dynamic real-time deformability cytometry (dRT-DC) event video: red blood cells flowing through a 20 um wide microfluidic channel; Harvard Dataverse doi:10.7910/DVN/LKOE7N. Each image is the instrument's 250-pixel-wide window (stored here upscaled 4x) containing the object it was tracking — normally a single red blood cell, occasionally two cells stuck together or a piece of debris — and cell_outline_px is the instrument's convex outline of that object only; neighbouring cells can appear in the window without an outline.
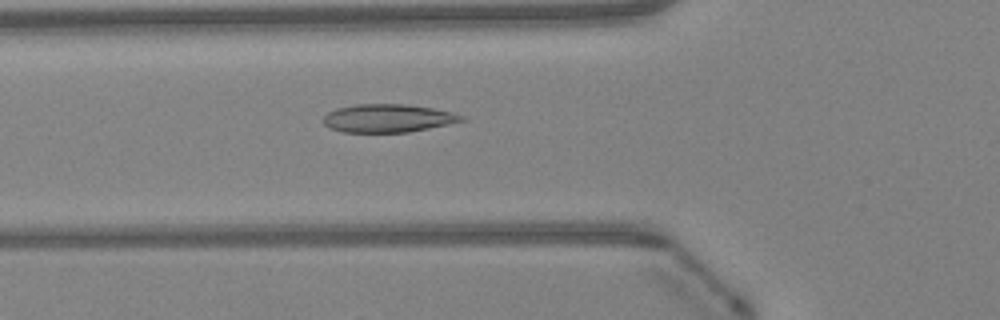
{"species": "Egyptian fruit bat (a non-hibernating species)", "species_latin": "Rousettus aegyptiacus", "temperature_condition": "warm", "stored_images_in_passage": 32, "camera_frame_rate_fps": 3000, "um_per_image_px": 0.085, "animal": {"sex": "female"}, "frame": {"image": 1, "passage_image": 2, "time_ms": 0.333, "image_size_px": [1000, 320], "cell_outline_px": [[464, 120], [428, 128], [408, 132], [344, 132], [328, 128], [324, 124], [324, 116], [328, 112], [336, 108], [356, 104], [408, 104], [432, 108], [452, 112], [464, 116]], "centroid_in_image_um": [32.93, 10.04], "position_along_channel_um": 92.9, "area_um2": 22.54}}
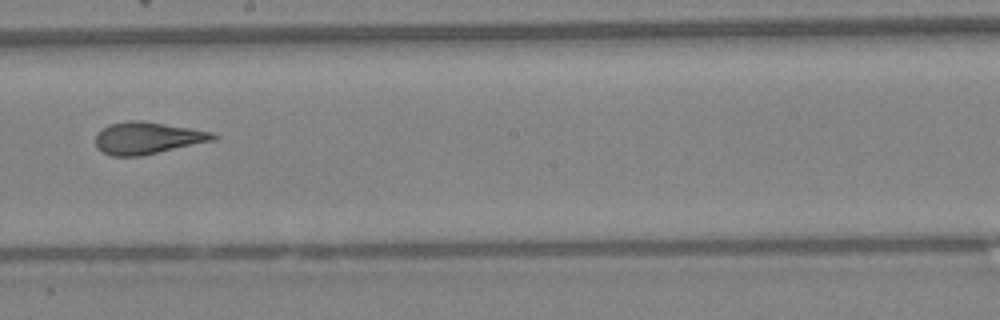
{"frame": {"image": 2, "passage_image": 12, "time_ms": 3.667, "image_size_px": [1000, 320], "cell_outline_px": [[220, 136], [216, 140], [140, 156], [112, 156], [96, 148], [96, 136], [108, 124], [132, 120], [140, 120], [212, 132]], "centroid_in_image_um": [12.55, 11.74], "position_along_channel_um": 235.7, "area_um2": 21.73}}
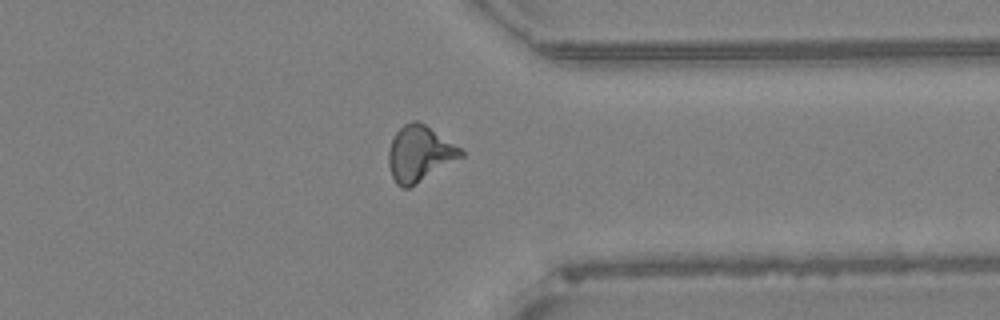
{"frame": {"image": 3, "passage_image": 22, "time_ms": 7.0, "image_size_px": [1000, 320], "cell_outline_px": [[464, 156], [416, 184], [408, 188], [400, 188], [396, 184], [392, 176], [388, 164], [388, 152], [392, 140], [396, 132], [404, 124], [412, 120], [416, 120], [424, 124], [460, 148], [464, 152]], "centroid_in_image_um": [35.64, 13.08], "position_along_channel_um": 375.8, "area_um2": 23.24}}